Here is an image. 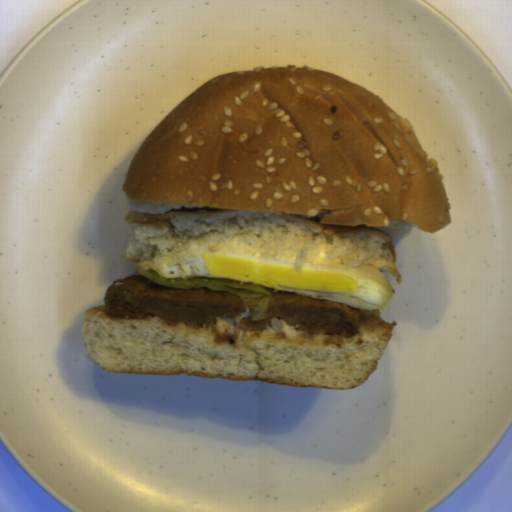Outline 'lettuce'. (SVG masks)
Masks as SVG:
<instances>
[{"label":"lettuce","mask_w":512,"mask_h":512,"mask_svg":"<svg viewBox=\"0 0 512 512\" xmlns=\"http://www.w3.org/2000/svg\"><path fill=\"white\" fill-rule=\"evenodd\" d=\"M136 273L142 274L156 284L169 289L206 288L211 290H223L236 294L244 303L255 306L250 321H262L267 317L268 305L272 294L256 283L221 279L213 277H161L155 273V269H136Z\"/></svg>","instance_id":"9fb2a089"}]
</instances>
